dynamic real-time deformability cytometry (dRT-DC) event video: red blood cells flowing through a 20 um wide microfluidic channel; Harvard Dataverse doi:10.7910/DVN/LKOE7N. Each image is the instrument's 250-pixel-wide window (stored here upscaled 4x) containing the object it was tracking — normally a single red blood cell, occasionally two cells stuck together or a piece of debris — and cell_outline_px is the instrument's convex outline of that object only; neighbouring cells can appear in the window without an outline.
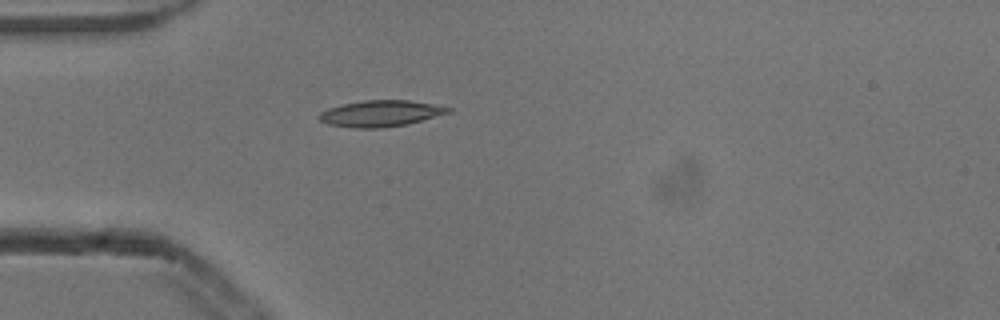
{"species": "common noctule bat (a hibernating species)", "species_latin": "Nyctalus noctula", "temperature_condition": "cold", "stored_images_in_passage": 3, "camera_frame_rate_fps": 3000, "um_per_image_px": 0.085, "animal": {"sex": "male", "body_mass_g": 13.3}, "frame": {"image": 1, "passage_image": 3, "time_ms": 0.667, "image_size_px": [1000, 320], "cell_outline_px": [[452, 112], [408, 124], [380, 128], [352, 128], [328, 124], [320, 120], [316, 116], [320, 112], [328, 108], [340, 104], [364, 100], [408, 100], [432, 104], [452, 108]], "centroid_in_image_um": [32.32, 9.64], "position_along_channel_um": 52.7, "area_um2": 19.88}}